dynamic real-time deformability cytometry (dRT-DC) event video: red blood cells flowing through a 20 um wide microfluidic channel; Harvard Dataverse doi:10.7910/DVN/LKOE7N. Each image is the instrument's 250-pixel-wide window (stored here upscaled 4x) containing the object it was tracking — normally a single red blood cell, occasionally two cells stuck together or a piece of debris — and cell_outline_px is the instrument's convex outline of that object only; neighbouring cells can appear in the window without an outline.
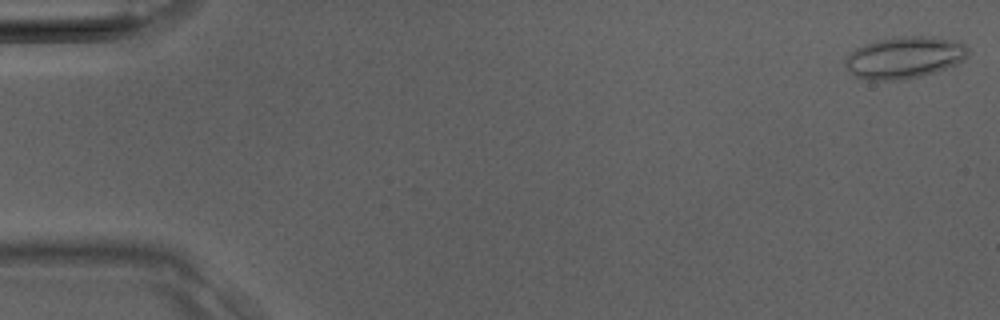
{"species": "Egyptian fruit bat (a non-hibernating species)", "species_latin": "Rousettus aegyptiacus", "temperature_condition": "room temperature", "stored_images_in_passage": 38, "camera_frame_rate_fps": 3000, "um_per_image_px": 0.085, "animal": {"sex": "male"}, "frame": {"image": 1, "passage_image": 1, "time_ms": 0.0, "image_size_px": [1000, 320], "cell_outline_px": [[968, 56], [964, 60], [956, 64], [920, 76], [904, 80], [868, 80], [856, 76], [844, 64], [844, 60], [848, 52], [864, 44], [876, 40], [904, 36], [940, 36], [956, 40], [964, 44], [968, 48]], "centroid_in_image_um": [76.88, 4.87], "position_along_channel_um": 8.1, "area_um2": 30.11}}
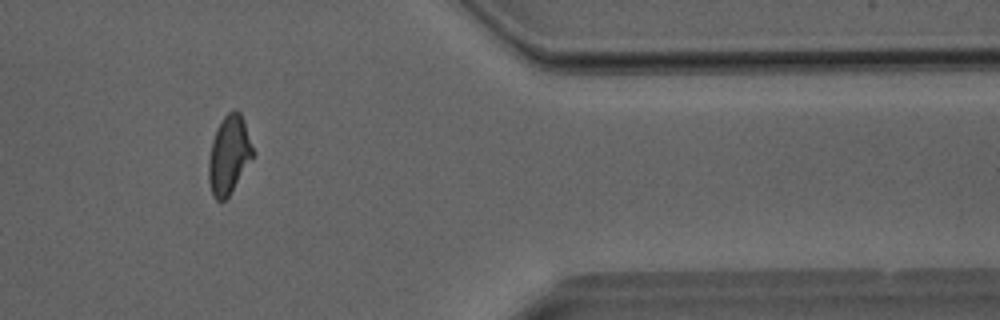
{"frame": {"image": 2, "passage_image": 32, "time_ms": 10.333, "image_size_px": [1000, 320], "cell_outline_px": [[256, 152], [228, 196], [224, 200], [216, 200], [212, 196], [208, 180], [208, 160], [212, 140], [216, 128], [224, 116], [228, 112], [236, 108], [240, 112], [244, 120]], "centroid_in_image_um": [19.46, 13.13], "position_along_channel_um": 391.9, "area_um2": 20.4}}
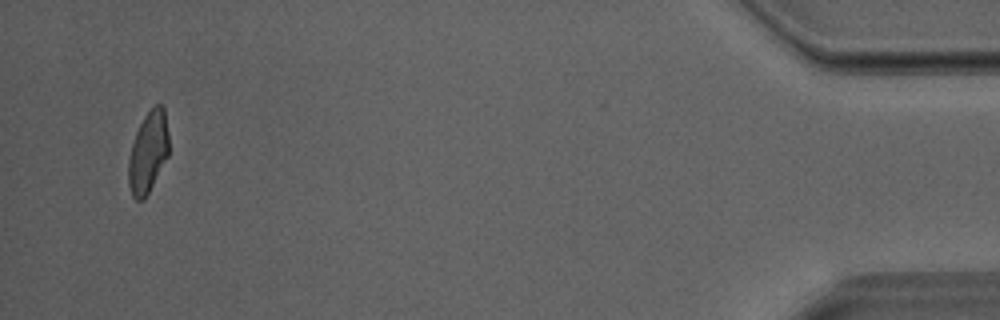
{"frame": {"image": 3, "passage_image": 37, "time_ms": 12.0, "image_size_px": [1000, 320], "cell_outline_px": [[168, 156], [144, 200], [136, 200], [132, 196], [128, 184], [128, 160], [132, 144], [136, 132], [144, 116], [156, 104], [160, 104], [164, 108], [168, 132]], "centroid_in_image_um": [12.58, 12.96], "position_along_channel_um": 422.6, "area_um2": 19.02}}